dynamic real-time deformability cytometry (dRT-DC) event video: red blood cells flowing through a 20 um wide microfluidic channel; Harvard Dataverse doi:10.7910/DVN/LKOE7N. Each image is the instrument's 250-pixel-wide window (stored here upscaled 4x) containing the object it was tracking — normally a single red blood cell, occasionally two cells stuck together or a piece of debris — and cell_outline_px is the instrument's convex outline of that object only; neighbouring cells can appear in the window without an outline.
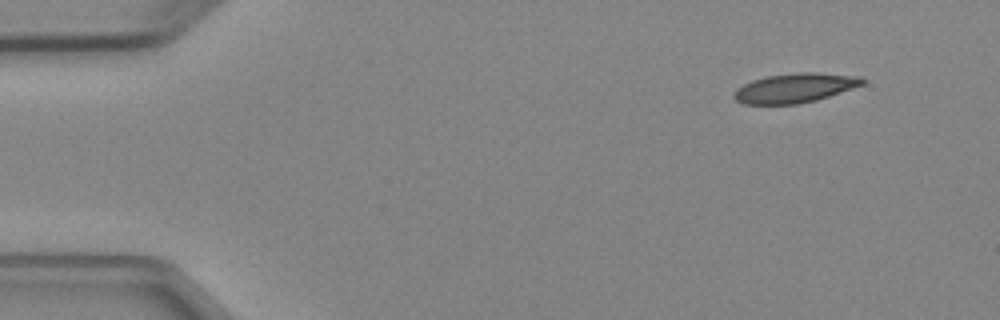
{"species": "Egyptian fruit bat (a non-hibernating species)", "species_latin": "Rousettus aegyptiacus", "temperature_condition": "cold", "stored_images_in_passage": 3, "camera_frame_rate_fps": 3000, "um_per_image_px": 0.085, "animal": {"sex": "female"}, "frame": {"image": 1, "passage_image": 1, "time_ms": 0.0, "image_size_px": [1000, 320], "cell_outline_px": [[864, 84], [816, 100], [796, 104], [744, 104], [736, 100], [732, 96], [736, 88], [752, 80], [768, 76], [796, 72], [816, 72], [860, 76], [864, 80]], "centroid_in_image_um": [67.54, 7.47], "position_along_channel_um": 17.5, "area_um2": 21.91}}
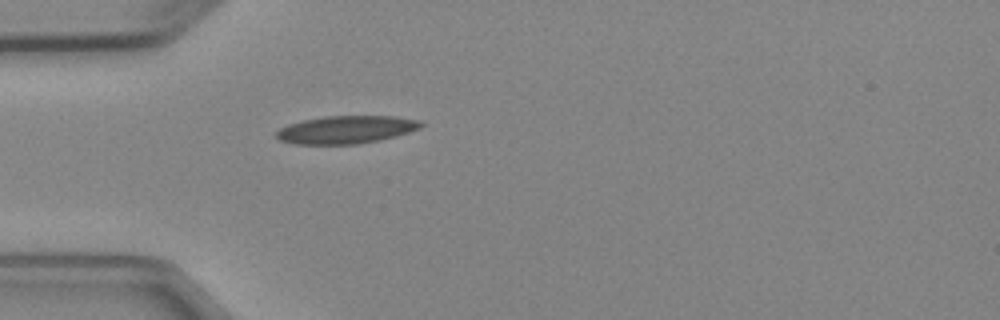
{"frame": {"image": 2, "passage_image": 3, "time_ms": 3.333, "image_size_px": [1000, 320], "cell_outline_px": [[424, 124], [420, 128], [396, 136], [380, 140], [356, 144], [296, 144], [280, 140], [276, 136], [276, 132], [280, 128], [288, 124], [304, 120], [324, 116], [392, 116], [420, 120]], "centroid_in_image_um": [29.43, 11.02], "position_along_channel_um": 55.6, "area_um2": 23.35}}